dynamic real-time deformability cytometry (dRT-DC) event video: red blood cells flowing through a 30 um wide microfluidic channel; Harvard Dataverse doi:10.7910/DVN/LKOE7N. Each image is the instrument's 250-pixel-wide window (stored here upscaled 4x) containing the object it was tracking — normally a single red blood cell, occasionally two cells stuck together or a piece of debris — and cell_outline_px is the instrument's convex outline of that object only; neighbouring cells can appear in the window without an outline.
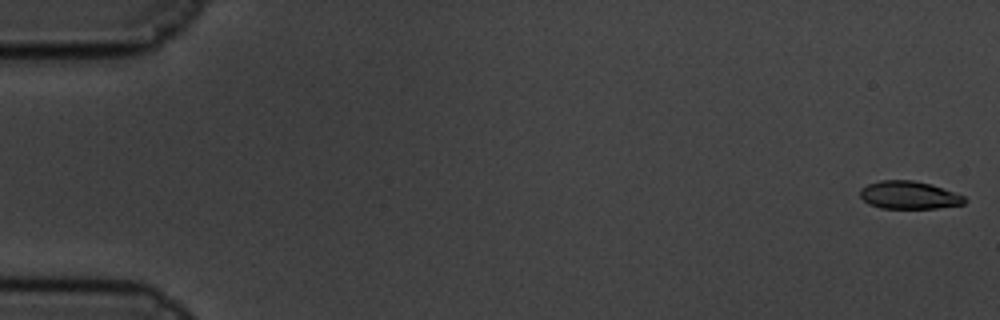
{"species": "common noctule bat (a hibernating species)", "species_latin": "Nyctalus noctula", "temperature_condition": "cold", "stored_images_in_passage": 60, "camera_frame_rate_fps": 3000, "um_per_image_px": 0.085, "animal": {"sex": "male", "body_mass_g": 19.5, "forearm_length_mm": 54.6}, "frame": {"image": 1, "passage_image": 1, "time_ms": 0.0, "image_size_px": [1000, 320], "cell_outline_px": [[968, 200], [964, 204], [936, 208], [880, 208], [868, 204], [860, 196], [860, 188], [868, 184], [880, 180], [912, 180], [932, 184], [964, 196]], "centroid_in_image_um": [77.26, 16.58], "position_along_channel_um": 7.7, "area_um2": 16.99}}
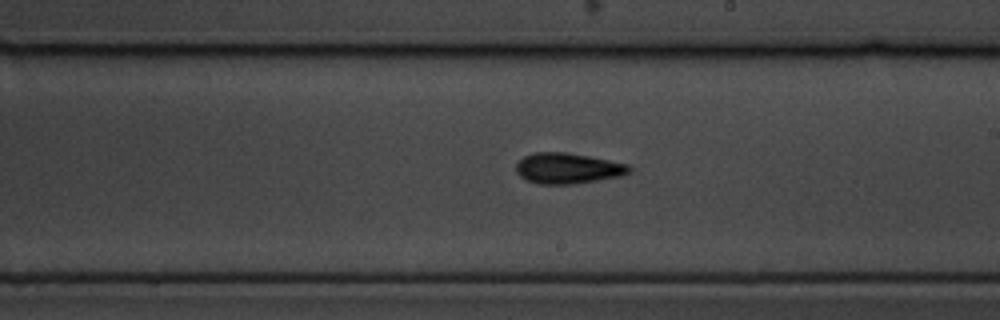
{"frame": {"image": 2, "passage_image": 35, "time_ms": 11.333, "image_size_px": [1000, 320], "cell_outline_px": [[632, 172], [620, 176], [576, 184], [540, 184], [528, 180], [520, 176], [516, 172], [516, 164], [524, 156], [532, 152], [564, 152], [588, 156], [628, 164], [632, 168]], "centroid_in_image_um": [48.27, 14.31], "position_along_channel_um": 240.7, "area_um2": 20.23}}
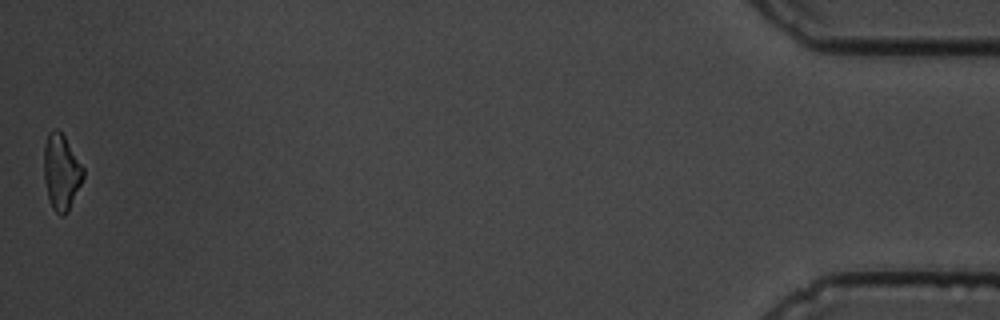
{"frame": {"image": 3, "passage_image": 60, "time_ms": 19.667, "image_size_px": [1000, 320], "cell_outline_px": [[84, 176], [68, 212], [64, 216], [60, 216], [52, 208], [48, 196], [44, 180], [44, 144], [48, 132], [52, 128], [56, 128], [64, 136], [84, 168]], "centroid_in_image_um": [5.2, 14.62], "position_along_channel_um": 430.0, "area_um2": 17.34}, "authors_computed_cell_mechanics": {"area_um2": 18.4093, "velocity_mm_per_s": 3.3606, "shape_relaxation_time_tau1_ms": 2.2927, "shape_relaxation_time_tau2_ms": 5.3398, "deformation_change_tau1": 0.1087, "deformation_change_tau2": 0.1286}}